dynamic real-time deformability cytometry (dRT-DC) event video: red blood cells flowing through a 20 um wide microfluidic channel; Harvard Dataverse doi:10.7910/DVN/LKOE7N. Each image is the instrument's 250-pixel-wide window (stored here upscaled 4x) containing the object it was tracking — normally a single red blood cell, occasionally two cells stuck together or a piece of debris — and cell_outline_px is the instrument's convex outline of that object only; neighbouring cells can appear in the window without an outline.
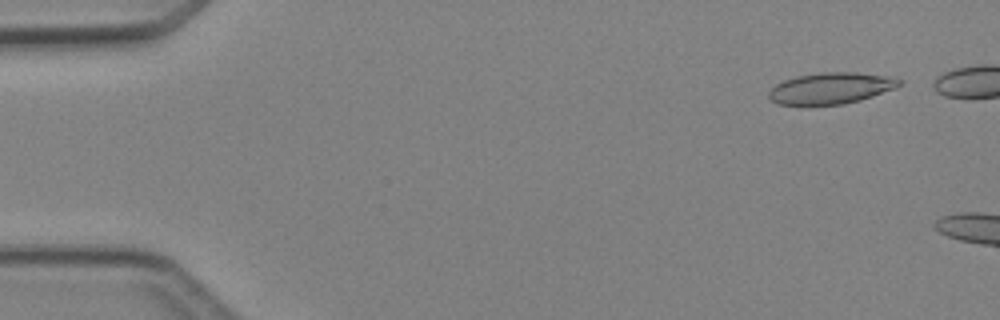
{"species": "Egyptian fruit bat (a non-hibernating species)", "species_latin": "Rousettus aegyptiacus", "temperature_condition": "cold", "stored_images_in_passage": 3, "camera_frame_rate_fps": 3000, "um_per_image_px": 0.085, "animal": {"sex": "female"}, "frame": {"image": 1, "passage_image": 1, "time_ms": 0.0, "image_size_px": [1000, 320], "cell_outline_px": [[904, 84], [896, 88], [860, 100], [844, 104], [776, 104], [768, 96], [768, 92], [776, 84], [784, 80], [796, 76], [820, 72], [856, 72], [896, 76], [904, 80]], "centroid_in_image_um": [70.72, 7.47], "position_along_channel_um": 14.3, "area_um2": 24.04}}